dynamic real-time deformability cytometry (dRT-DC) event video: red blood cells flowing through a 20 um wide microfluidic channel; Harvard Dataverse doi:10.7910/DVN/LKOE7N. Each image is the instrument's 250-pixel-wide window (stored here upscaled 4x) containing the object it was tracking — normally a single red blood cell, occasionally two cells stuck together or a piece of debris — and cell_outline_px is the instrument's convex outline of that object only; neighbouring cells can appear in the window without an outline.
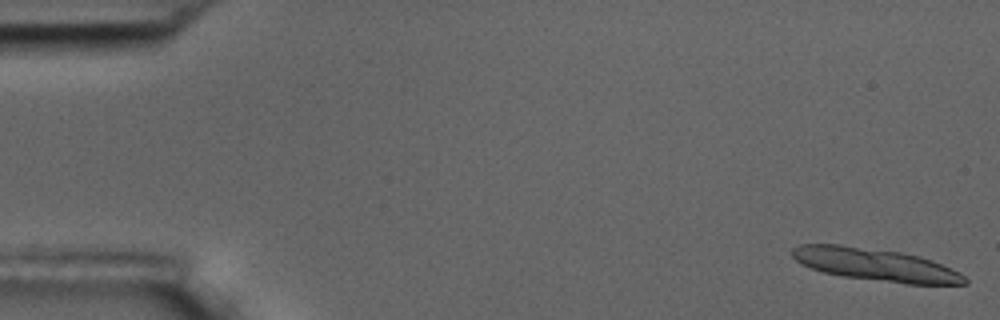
{"species": "common noctule bat (a hibernating species)", "species_latin": "Nyctalus noctula", "temperature_condition": "room temperature", "stored_images_in_passage": 7, "camera_frame_rate_fps": 3000, "um_per_image_px": 0.085, "animal": {"sex": "male", "body_mass_g": 17.5, "forearm_length_mm": 52.3}, "frame": {"image": 1, "passage_image": 1, "time_ms": 0.0, "image_size_px": [1000, 320], "cell_outline_px": [[968, 284], [908, 284], [844, 276], [824, 272], [800, 264], [792, 256], [792, 248], [800, 244], [840, 244], [900, 252], [920, 256], [932, 260], [952, 268], [960, 272], [968, 280]], "centroid_in_image_um": [74.44, 22.49], "position_along_channel_um": 10.6, "area_um2": 32.66}}